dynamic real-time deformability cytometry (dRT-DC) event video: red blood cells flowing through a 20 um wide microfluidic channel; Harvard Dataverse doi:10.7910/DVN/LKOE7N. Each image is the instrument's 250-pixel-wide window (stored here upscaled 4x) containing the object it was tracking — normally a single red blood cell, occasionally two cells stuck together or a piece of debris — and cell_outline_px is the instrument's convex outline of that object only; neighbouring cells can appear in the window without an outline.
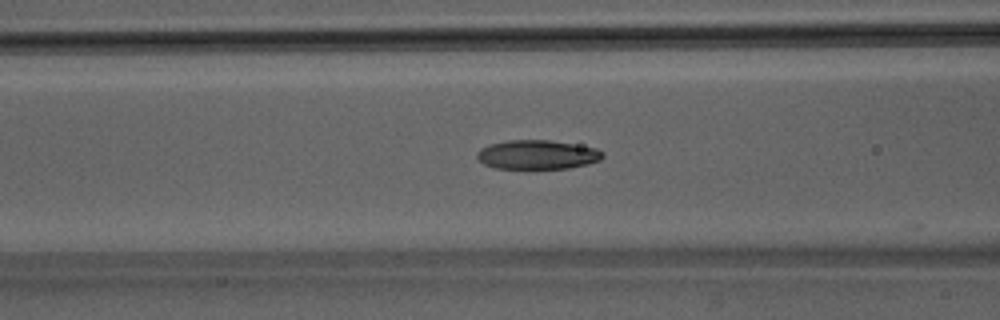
{"species": "Egyptian fruit bat (a non-hibernating species)", "species_latin": "Rousettus aegyptiacus", "temperature_condition": "room temperature", "stored_images_in_passage": 36, "camera_frame_rate_fps": 3000, "um_per_image_px": 0.085, "animal": {"sex": "male"}, "frame": {"image": 1, "passage_image": 6, "time_ms": 1.667, "image_size_px": [1000, 320], "cell_outline_px": [[604, 156], [600, 160], [588, 164], [568, 168], [496, 168], [484, 164], [476, 156], [476, 152], [480, 148], [488, 144], [508, 140], [552, 140], [596, 148], [604, 152]], "centroid_in_image_um": [45.67, 13.13], "position_along_channel_um": 120.9, "area_um2": 21.39}}
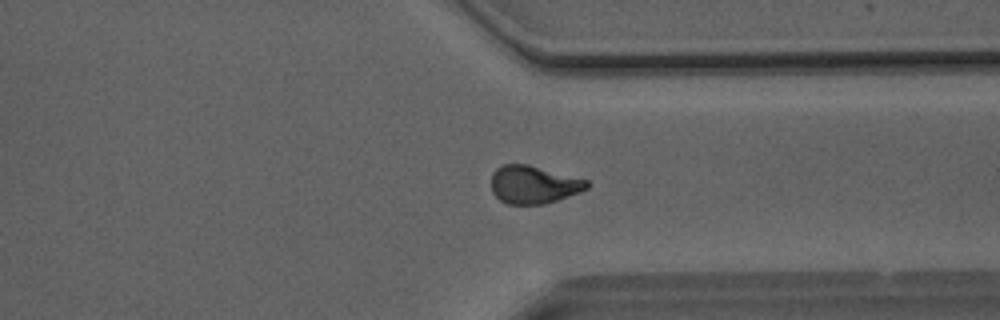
{"frame": {"image": 2, "passage_image": 24, "time_ms": 7.667, "image_size_px": [1000, 320], "cell_outline_px": [[588, 188], [580, 192], [544, 204], [508, 204], [500, 200], [492, 192], [492, 172], [496, 168], [504, 164], [528, 164], [588, 180]], "centroid_in_image_um": [45.34, 15.68], "position_along_channel_um": 366.1, "area_um2": 21.04}}
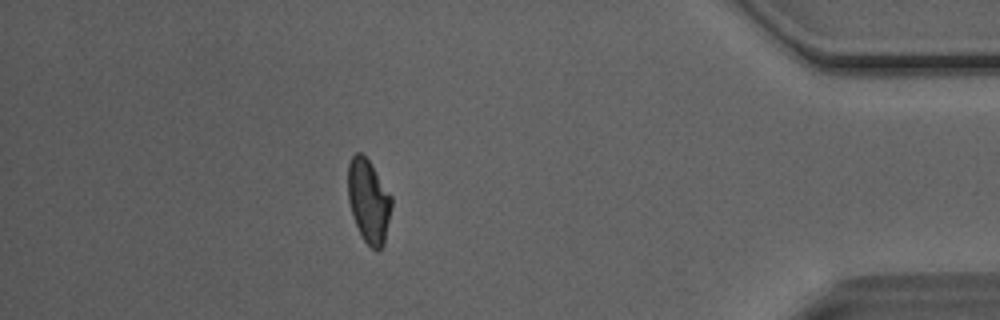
{"frame": {"image": 3, "passage_image": 30, "time_ms": 9.667, "image_size_px": [1000, 320], "cell_outline_px": [[392, 204], [384, 244], [376, 252], [364, 240], [356, 224], [348, 200], [348, 164], [352, 156], [356, 152], [360, 152], [368, 160], [392, 196]], "centroid_in_image_um": [31.33, 17.08], "position_along_channel_um": 403.9, "area_um2": 20.92}, "authors_computed_cell_mechanics": {"area_um2": 21.1548, "velocity_mm_per_s": 4.0906, "shape_relaxation_time_tau1_ms": 4.6298, "shape_relaxation_time_tau2_ms": 1.3025, "deformation_change_tau1": 0.1546, "deformation_change_tau2": 0.0662}}